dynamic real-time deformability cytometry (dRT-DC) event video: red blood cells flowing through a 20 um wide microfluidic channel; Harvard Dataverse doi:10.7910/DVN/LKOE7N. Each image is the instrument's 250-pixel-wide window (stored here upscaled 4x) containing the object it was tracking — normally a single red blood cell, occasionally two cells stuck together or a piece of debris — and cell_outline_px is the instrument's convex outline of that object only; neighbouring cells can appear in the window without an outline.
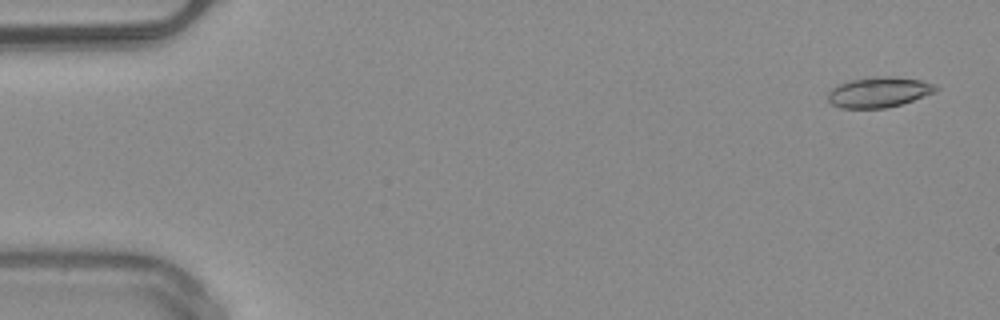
{"species": "common noctule bat (a hibernating species)", "species_latin": "Nyctalus noctula", "temperature_condition": "warm", "stored_images_in_passage": 9, "camera_frame_rate_fps": 3000, "um_per_image_px": 0.085, "animal": {"sex": "male", "body_mass_g": 20.4}, "frame": {"image": 1, "passage_image": 2, "time_ms": 0.333, "image_size_px": [1000, 320], "cell_outline_px": [[940, 88], [936, 92], [900, 104], [884, 108], [840, 108], [832, 104], [828, 100], [828, 92], [832, 88], [840, 84], [852, 80], [872, 76], [892, 76], [920, 80], [936, 84]], "centroid_in_image_um": [74.72, 7.82], "position_along_channel_um": 10.3, "area_um2": 19.07}}